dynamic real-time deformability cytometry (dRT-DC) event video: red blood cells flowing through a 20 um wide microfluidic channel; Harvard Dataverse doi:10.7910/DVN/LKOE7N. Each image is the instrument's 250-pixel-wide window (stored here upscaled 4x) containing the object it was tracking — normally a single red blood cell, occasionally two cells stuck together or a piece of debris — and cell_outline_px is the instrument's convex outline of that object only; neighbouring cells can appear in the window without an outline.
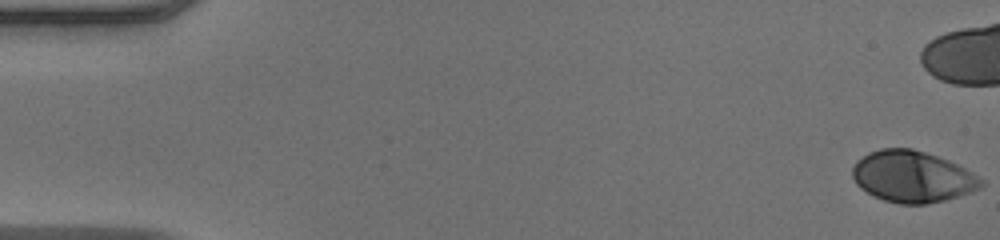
{"species": "human", "species_latin": "Homo sapiens", "temperature_condition": "warm", "stored_images_in_passage": 41, "camera_frame_rate_fps": 3000, "um_per_image_px": 0.085, "donor": {"sex": "male"}, "frame": {"image": 1, "passage_image": 1, "time_ms": 0.0, "image_size_px": [1000, 240], "cell_outline_px": [[984, 184], [980, 188], [972, 192], [944, 200], [924, 204], [900, 204], [884, 200], [860, 188], [856, 184], [852, 176], [852, 168], [856, 160], [868, 152], [880, 148], [912, 148], [948, 160], [972, 172], [984, 180]], "centroid_in_image_um": [77.54, 15.01], "position_along_channel_um": 7.5, "area_um2": 38.55}}
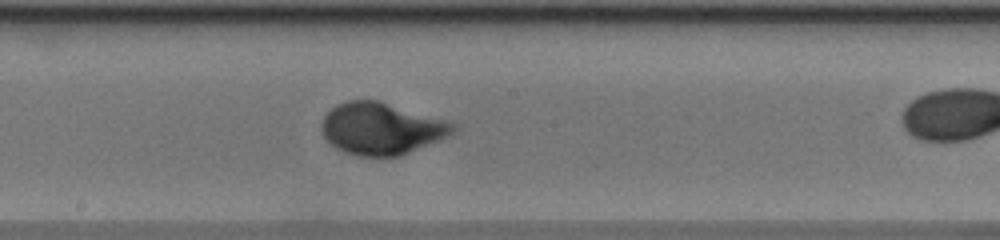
{"frame": {"image": 2, "passage_image": 28, "time_ms": 9.0, "image_size_px": [1000, 240], "cell_outline_px": [[460, 128], [448, 136], [440, 140], [400, 156], [356, 156], [344, 152], [336, 148], [324, 136], [320, 128], [320, 124], [324, 116], [336, 104], [348, 100], [376, 100], [448, 120], [456, 124]], "centroid_in_image_um": [32.44, 10.93], "position_along_channel_um": 215.8, "area_um2": 39.94}}
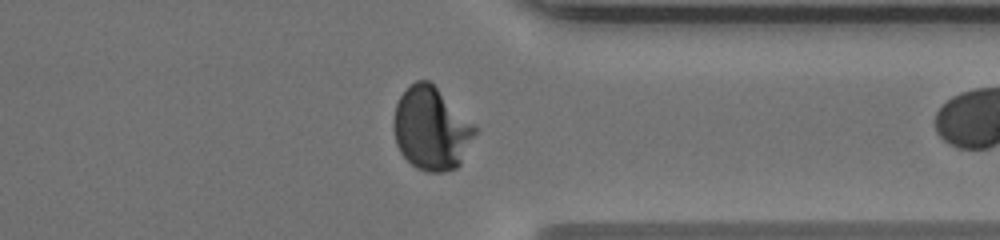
{"frame": {"image": 3, "passage_image": 40, "time_ms": 13.0, "image_size_px": [1000, 240], "cell_outline_px": [[476, 132], [460, 164], [456, 168], [444, 172], [428, 172], [416, 168], [400, 152], [396, 144], [392, 128], [392, 120], [396, 104], [400, 96], [416, 80], [428, 80], [476, 124]], "centroid_in_image_um": [36.65, 10.94], "position_along_channel_um": 374.8, "area_um2": 39.36}}